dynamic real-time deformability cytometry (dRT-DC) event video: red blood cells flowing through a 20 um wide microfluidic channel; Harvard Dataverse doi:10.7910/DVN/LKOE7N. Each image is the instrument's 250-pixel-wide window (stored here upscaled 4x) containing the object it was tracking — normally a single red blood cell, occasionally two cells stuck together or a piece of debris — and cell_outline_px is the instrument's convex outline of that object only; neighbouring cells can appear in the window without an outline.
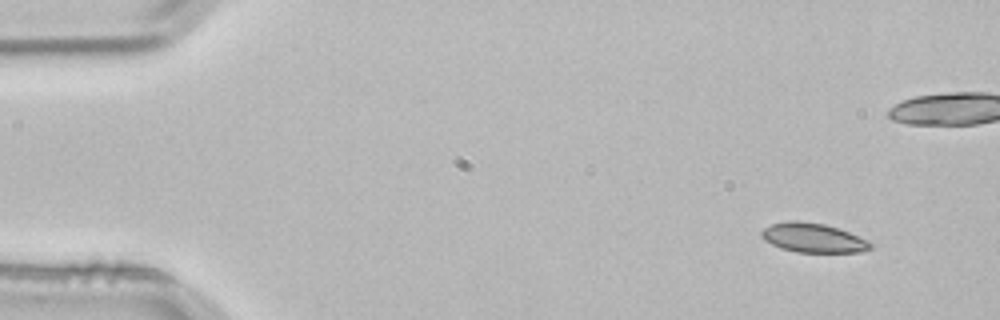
{"species": "common noctule bat (a hibernating species)", "species_latin": "Nyctalus noctula", "temperature_condition": "room temperature", "stored_images_in_passage": 4, "camera_frame_rate_fps": 3000, "um_per_image_px": 0.085, "animal": {"sex": "male", "body_mass_g": 21.5, "forearm_length_mm": 52.0}, "frame": {"image": 1, "passage_image": 1, "time_ms": 0.0, "image_size_px": [1000, 320], "cell_outline_px": [[872, 248], [860, 252], [796, 252], [780, 248], [764, 240], [760, 236], [760, 232], [764, 228], [772, 224], [788, 220], [796, 220], [824, 224], [840, 228], [868, 240], [872, 244]], "centroid_in_image_um": [69.11, 20.21], "position_along_channel_um": 15.9, "area_um2": 18.73}}